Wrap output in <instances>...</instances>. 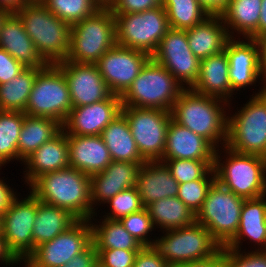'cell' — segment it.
I'll list each match as a JSON object with an SVG mask.
<instances>
[{
  "mask_svg": "<svg viewBox=\"0 0 266 267\" xmlns=\"http://www.w3.org/2000/svg\"><path fill=\"white\" fill-rule=\"evenodd\" d=\"M231 103L184 89L171 109L172 120L206 139L215 149L226 145ZM221 144V146H220Z\"/></svg>",
  "mask_w": 266,
  "mask_h": 267,
  "instance_id": "6da1fadb",
  "label": "cell"
},
{
  "mask_svg": "<svg viewBox=\"0 0 266 267\" xmlns=\"http://www.w3.org/2000/svg\"><path fill=\"white\" fill-rule=\"evenodd\" d=\"M39 201L69 211L78 220H90V176L67 167L36 178L28 188Z\"/></svg>",
  "mask_w": 266,
  "mask_h": 267,
  "instance_id": "7a4b0ae2",
  "label": "cell"
},
{
  "mask_svg": "<svg viewBox=\"0 0 266 267\" xmlns=\"http://www.w3.org/2000/svg\"><path fill=\"white\" fill-rule=\"evenodd\" d=\"M15 13L32 39L38 54L47 64L67 58L71 25L52 14L41 2L25 3Z\"/></svg>",
  "mask_w": 266,
  "mask_h": 267,
  "instance_id": "3957f363",
  "label": "cell"
},
{
  "mask_svg": "<svg viewBox=\"0 0 266 267\" xmlns=\"http://www.w3.org/2000/svg\"><path fill=\"white\" fill-rule=\"evenodd\" d=\"M214 170L216 181L239 197L254 199L266 195L265 157L232 151L225 145L215 150Z\"/></svg>",
  "mask_w": 266,
  "mask_h": 267,
  "instance_id": "277c9868",
  "label": "cell"
},
{
  "mask_svg": "<svg viewBox=\"0 0 266 267\" xmlns=\"http://www.w3.org/2000/svg\"><path fill=\"white\" fill-rule=\"evenodd\" d=\"M262 87L240 110L233 114L229 111L226 146L266 158V86Z\"/></svg>",
  "mask_w": 266,
  "mask_h": 267,
  "instance_id": "5b68a950",
  "label": "cell"
},
{
  "mask_svg": "<svg viewBox=\"0 0 266 267\" xmlns=\"http://www.w3.org/2000/svg\"><path fill=\"white\" fill-rule=\"evenodd\" d=\"M116 45L115 19L110 8H99L92 15L71 25L66 61L96 64Z\"/></svg>",
  "mask_w": 266,
  "mask_h": 267,
  "instance_id": "8992f818",
  "label": "cell"
},
{
  "mask_svg": "<svg viewBox=\"0 0 266 267\" xmlns=\"http://www.w3.org/2000/svg\"><path fill=\"white\" fill-rule=\"evenodd\" d=\"M183 86L152 58L121 96L122 106L171 111Z\"/></svg>",
  "mask_w": 266,
  "mask_h": 267,
  "instance_id": "52a82bcc",
  "label": "cell"
},
{
  "mask_svg": "<svg viewBox=\"0 0 266 267\" xmlns=\"http://www.w3.org/2000/svg\"><path fill=\"white\" fill-rule=\"evenodd\" d=\"M164 235L155 237L152 249L171 266L201 261L216 255L221 245L200 223L166 230Z\"/></svg>",
  "mask_w": 266,
  "mask_h": 267,
  "instance_id": "ba28073f",
  "label": "cell"
},
{
  "mask_svg": "<svg viewBox=\"0 0 266 267\" xmlns=\"http://www.w3.org/2000/svg\"><path fill=\"white\" fill-rule=\"evenodd\" d=\"M72 102L67 79L56 64H47L34 80L24 113L33 117H47L64 124Z\"/></svg>",
  "mask_w": 266,
  "mask_h": 267,
  "instance_id": "9c48e42d",
  "label": "cell"
},
{
  "mask_svg": "<svg viewBox=\"0 0 266 267\" xmlns=\"http://www.w3.org/2000/svg\"><path fill=\"white\" fill-rule=\"evenodd\" d=\"M116 44L152 55L170 29L163 6L140 13H113Z\"/></svg>",
  "mask_w": 266,
  "mask_h": 267,
  "instance_id": "30bf717a",
  "label": "cell"
},
{
  "mask_svg": "<svg viewBox=\"0 0 266 267\" xmlns=\"http://www.w3.org/2000/svg\"><path fill=\"white\" fill-rule=\"evenodd\" d=\"M244 200L215 180L196 214V222L224 247L236 235Z\"/></svg>",
  "mask_w": 266,
  "mask_h": 267,
  "instance_id": "8fae6325",
  "label": "cell"
},
{
  "mask_svg": "<svg viewBox=\"0 0 266 267\" xmlns=\"http://www.w3.org/2000/svg\"><path fill=\"white\" fill-rule=\"evenodd\" d=\"M26 197L16 195L1 216V236L7 251L19 263L33 252L32 230L37 212V197L28 191Z\"/></svg>",
  "mask_w": 266,
  "mask_h": 267,
  "instance_id": "7c38bea8",
  "label": "cell"
},
{
  "mask_svg": "<svg viewBox=\"0 0 266 267\" xmlns=\"http://www.w3.org/2000/svg\"><path fill=\"white\" fill-rule=\"evenodd\" d=\"M132 136L146 161L162 160L171 112L160 109L122 106Z\"/></svg>",
  "mask_w": 266,
  "mask_h": 267,
  "instance_id": "4fadbf2b",
  "label": "cell"
},
{
  "mask_svg": "<svg viewBox=\"0 0 266 267\" xmlns=\"http://www.w3.org/2000/svg\"><path fill=\"white\" fill-rule=\"evenodd\" d=\"M92 244L89 220H78L67 231L37 246L22 263L25 267H63Z\"/></svg>",
  "mask_w": 266,
  "mask_h": 267,
  "instance_id": "5bb4252c",
  "label": "cell"
},
{
  "mask_svg": "<svg viewBox=\"0 0 266 267\" xmlns=\"http://www.w3.org/2000/svg\"><path fill=\"white\" fill-rule=\"evenodd\" d=\"M151 58L164 66L184 89L191 88L198 78L200 60L189 47L186 30L170 28Z\"/></svg>",
  "mask_w": 266,
  "mask_h": 267,
  "instance_id": "9a60e30c",
  "label": "cell"
},
{
  "mask_svg": "<svg viewBox=\"0 0 266 267\" xmlns=\"http://www.w3.org/2000/svg\"><path fill=\"white\" fill-rule=\"evenodd\" d=\"M151 59L148 53L115 45L96 63L112 94L122 96Z\"/></svg>",
  "mask_w": 266,
  "mask_h": 267,
  "instance_id": "2e32d148",
  "label": "cell"
},
{
  "mask_svg": "<svg viewBox=\"0 0 266 267\" xmlns=\"http://www.w3.org/2000/svg\"><path fill=\"white\" fill-rule=\"evenodd\" d=\"M237 39L235 37L230 38L224 48L229 61L231 91L238 94L236 91H241L242 88L245 90L246 87L253 85L256 86L255 83L258 81L259 84L261 81L266 86V79L260 70L259 48L255 39Z\"/></svg>",
  "mask_w": 266,
  "mask_h": 267,
  "instance_id": "e0dca14e",
  "label": "cell"
},
{
  "mask_svg": "<svg viewBox=\"0 0 266 267\" xmlns=\"http://www.w3.org/2000/svg\"><path fill=\"white\" fill-rule=\"evenodd\" d=\"M56 65L67 79L72 108L106 100L112 94L96 64H80L64 60Z\"/></svg>",
  "mask_w": 266,
  "mask_h": 267,
  "instance_id": "ac0fdd59",
  "label": "cell"
},
{
  "mask_svg": "<svg viewBox=\"0 0 266 267\" xmlns=\"http://www.w3.org/2000/svg\"><path fill=\"white\" fill-rule=\"evenodd\" d=\"M121 96L111 94L106 100L73 107L62 125L66 135L98 136L121 114Z\"/></svg>",
  "mask_w": 266,
  "mask_h": 267,
  "instance_id": "d6986e66",
  "label": "cell"
},
{
  "mask_svg": "<svg viewBox=\"0 0 266 267\" xmlns=\"http://www.w3.org/2000/svg\"><path fill=\"white\" fill-rule=\"evenodd\" d=\"M139 163L112 161L102 172L90 176V199L93 215L96 205L105 204L119 192L136 186ZM100 204H99V203Z\"/></svg>",
  "mask_w": 266,
  "mask_h": 267,
  "instance_id": "ffe728a7",
  "label": "cell"
},
{
  "mask_svg": "<svg viewBox=\"0 0 266 267\" xmlns=\"http://www.w3.org/2000/svg\"><path fill=\"white\" fill-rule=\"evenodd\" d=\"M0 47L19 61L24 68L42 69L47 63L38 54L24 25L15 12H10L0 29Z\"/></svg>",
  "mask_w": 266,
  "mask_h": 267,
  "instance_id": "44dd1931",
  "label": "cell"
},
{
  "mask_svg": "<svg viewBox=\"0 0 266 267\" xmlns=\"http://www.w3.org/2000/svg\"><path fill=\"white\" fill-rule=\"evenodd\" d=\"M215 150L202 136L197 135L171 119L167 130L162 160L214 161Z\"/></svg>",
  "mask_w": 266,
  "mask_h": 267,
  "instance_id": "7402d4cb",
  "label": "cell"
},
{
  "mask_svg": "<svg viewBox=\"0 0 266 267\" xmlns=\"http://www.w3.org/2000/svg\"><path fill=\"white\" fill-rule=\"evenodd\" d=\"M66 136L70 167L91 176L102 172L112 162L109 150L100 135Z\"/></svg>",
  "mask_w": 266,
  "mask_h": 267,
  "instance_id": "603a6c76",
  "label": "cell"
},
{
  "mask_svg": "<svg viewBox=\"0 0 266 267\" xmlns=\"http://www.w3.org/2000/svg\"><path fill=\"white\" fill-rule=\"evenodd\" d=\"M24 179L30 185L40 175L69 167V151L66 133L62 130L52 140L43 143L22 163Z\"/></svg>",
  "mask_w": 266,
  "mask_h": 267,
  "instance_id": "cb8c5ba5",
  "label": "cell"
},
{
  "mask_svg": "<svg viewBox=\"0 0 266 267\" xmlns=\"http://www.w3.org/2000/svg\"><path fill=\"white\" fill-rule=\"evenodd\" d=\"M245 238V240H243ZM257 244L253 250H264L266 247V195L245 199L241 209L240 223L236 235L224 246L242 251V243ZM243 240V241H242ZM242 241V242H241Z\"/></svg>",
  "mask_w": 266,
  "mask_h": 267,
  "instance_id": "d4e9b609",
  "label": "cell"
},
{
  "mask_svg": "<svg viewBox=\"0 0 266 267\" xmlns=\"http://www.w3.org/2000/svg\"><path fill=\"white\" fill-rule=\"evenodd\" d=\"M178 187L179 183L160 160L145 161L138 170L136 188L144 207L160 199L177 196Z\"/></svg>",
  "mask_w": 266,
  "mask_h": 267,
  "instance_id": "484cf974",
  "label": "cell"
},
{
  "mask_svg": "<svg viewBox=\"0 0 266 267\" xmlns=\"http://www.w3.org/2000/svg\"><path fill=\"white\" fill-rule=\"evenodd\" d=\"M190 89L199 94L231 102V97L234 98L232 95L236 94L231 91L229 61L225 51L200 60L198 78Z\"/></svg>",
  "mask_w": 266,
  "mask_h": 267,
  "instance_id": "4316f807",
  "label": "cell"
},
{
  "mask_svg": "<svg viewBox=\"0 0 266 267\" xmlns=\"http://www.w3.org/2000/svg\"><path fill=\"white\" fill-rule=\"evenodd\" d=\"M189 47L199 60L220 54L230 39L220 16H209L203 22L186 30Z\"/></svg>",
  "mask_w": 266,
  "mask_h": 267,
  "instance_id": "83f0119b",
  "label": "cell"
},
{
  "mask_svg": "<svg viewBox=\"0 0 266 267\" xmlns=\"http://www.w3.org/2000/svg\"><path fill=\"white\" fill-rule=\"evenodd\" d=\"M112 161L134 162L142 165L141 156L126 117L121 113L100 134Z\"/></svg>",
  "mask_w": 266,
  "mask_h": 267,
  "instance_id": "f1b7e54d",
  "label": "cell"
},
{
  "mask_svg": "<svg viewBox=\"0 0 266 267\" xmlns=\"http://www.w3.org/2000/svg\"><path fill=\"white\" fill-rule=\"evenodd\" d=\"M262 0H231L221 18L230 38L258 37ZM237 33V35H234Z\"/></svg>",
  "mask_w": 266,
  "mask_h": 267,
  "instance_id": "f546056e",
  "label": "cell"
},
{
  "mask_svg": "<svg viewBox=\"0 0 266 267\" xmlns=\"http://www.w3.org/2000/svg\"><path fill=\"white\" fill-rule=\"evenodd\" d=\"M78 219L69 211L41 202L37 198V212L32 230L34 249L67 231Z\"/></svg>",
  "mask_w": 266,
  "mask_h": 267,
  "instance_id": "4dcf8cb0",
  "label": "cell"
},
{
  "mask_svg": "<svg viewBox=\"0 0 266 267\" xmlns=\"http://www.w3.org/2000/svg\"><path fill=\"white\" fill-rule=\"evenodd\" d=\"M62 130V124L54 119L24 113L18 141V162L23 163L43 143L52 140Z\"/></svg>",
  "mask_w": 266,
  "mask_h": 267,
  "instance_id": "1f68e13d",
  "label": "cell"
},
{
  "mask_svg": "<svg viewBox=\"0 0 266 267\" xmlns=\"http://www.w3.org/2000/svg\"><path fill=\"white\" fill-rule=\"evenodd\" d=\"M145 208L155 229L160 228L162 232L192 225L196 221V214L177 196L160 199Z\"/></svg>",
  "mask_w": 266,
  "mask_h": 267,
  "instance_id": "d6a6232c",
  "label": "cell"
},
{
  "mask_svg": "<svg viewBox=\"0 0 266 267\" xmlns=\"http://www.w3.org/2000/svg\"><path fill=\"white\" fill-rule=\"evenodd\" d=\"M97 213L90 219L92 227V243L96 249L141 250L144 246L139 243L123 226L120 220L102 218L95 224ZM94 222V223H93Z\"/></svg>",
  "mask_w": 266,
  "mask_h": 267,
  "instance_id": "836d02e7",
  "label": "cell"
},
{
  "mask_svg": "<svg viewBox=\"0 0 266 267\" xmlns=\"http://www.w3.org/2000/svg\"><path fill=\"white\" fill-rule=\"evenodd\" d=\"M40 70L25 68L11 81L0 85V111H25L34 80Z\"/></svg>",
  "mask_w": 266,
  "mask_h": 267,
  "instance_id": "e575fe53",
  "label": "cell"
},
{
  "mask_svg": "<svg viewBox=\"0 0 266 267\" xmlns=\"http://www.w3.org/2000/svg\"><path fill=\"white\" fill-rule=\"evenodd\" d=\"M24 112L0 111V167L18 161V141Z\"/></svg>",
  "mask_w": 266,
  "mask_h": 267,
  "instance_id": "d590c367",
  "label": "cell"
},
{
  "mask_svg": "<svg viewBox=\"0 0 266 267\" xmlns=\"http://www.w3.org/2000/svg\"><path fill=\"white\" fill-rule=\"evenodd\" d=\"M162 6L171 29L187 30L209 17L197 0H163Z\"/></svg>",
  "mask_w": 266,
  "mask_h": 267,
  "instance_id": "8d00e7d4",
  "label": "cell"
},
{
  "mask_svg": "<svg viewBox=\"0 0 266 267\" xmlns=\"http://www.w3.org/2000/svg\"><path fill=\"white\" fill-rule=\"evenodd\" d=\"M41 3L52 14L70 25L82 21L100 8L94 0H43Z\"/></svg>",
  "mask_w": 266,
  "mask_h": 267,
  "instance_id": "74e56055",
  "label": "cell"
},
{
  "mask_svg": "<svg viewBox=\"0 0 266 267\" xmlns=\"http://www.w3.org/2000/svg\"><path fill=\"white\" fill-rule=\"evenodd\" d=\"M216 180L214 168L202 179L179 184L177 197L195 214L201 209L207 192Z\"/></svg>",
  "mask_w": 266,
  "mask_h": 267,
  "instance_id": "f35d334b",
  "label": "cell"
},
{
  "mask_svg": "<svg viewBox=\"0 0 266 267\" xmlns=\"http://www.w3.org/2000/svg\"><path fill=\"white\" fill-rule=\"evenodd\" d=\"M161 161L166 164L171 175L179 184L202 179L212 168H214V161L184 159Z\"/></svg>",
  "mask_w": 266,
  "mask_h": 267,
  "instance_id": "ab89813d",
  "label": "cell"
},
{
  "mask_svg": "<svg viewBox=\"0 0 266 267\" xmlns=\"http://www.w3.org/2000/svg\"><path fill=\"white\" fill-rule=\"evenodd\" d=\"M110 205V212L103 218L120 220L131 213L141 211L144 207L136 186L125 189L106 202ZM105 216V217H104Z\"/></svg>",
  "mask_w": 266,
  "mask_h": 267,
  "instance_id": "60d3db41",
  "label": "cell"
},
{
  "mask_svg": "<svg viewBox=\"0 0 266 267\" xmlns=\"http://www.w3.org/2000/svg\"><path fill=\"white\" fill-rule=\"evenodd\" d=\"M120 222L143 246L152 245L153 239H150L149 233L154 231L155 226L146 208L122 217Z\"/></svg>",
  "mask_w": 266,
  "mask_h": 267,
  "instance_id": "b9f144b4",
  "label": "cell"
},
{
  "mask_svg": "<svg viewBox=\"0 0 266 267\" xmlns=\"http://www.w3.org/2000/svg\"><path fill=\"white\" fill-rule=\"evenodd\" d=\"M225 267H266V252L264 250H233L221 248Z\"/></svg>",
  "mask_w": 266,
  "mask_h": 267,
  "instance_id": "7bdbcfd3",
  "label": "cell"
},
{
  "mask_svg": "<svg viewBox=\"0 0 266 267\" xmlns=\"http://www.w3.org/2000/svg\"><path fill=\"white\" fill-rule=\"evenodd\" d=\"M98 267H133L140 250L96 249Z\"/></svg>",
  "mask_w": 266,
  "mask_h": 267,
  "instance_id": "ee69618b",
  "label": "cell"
},
{
  "mask_svg": "<svg viewBox=\"0 0 266 267\" xmlns=\"http://www.w3.org/2000/svg\"><path fill=\"white\" fill-rule=\"evenodd\" d=\"M163 0H116L110 10L112 13H140L158 6Z\"/></svg>",
  "mask_w": 266,
  "mask_h": 267,
  "instance_id": "f6af8a7d",
  "label": "cell"
},
{
  "mask_svg": "<svg viewBox=\"0 0 266 267\" xmlns=\"http://www.w3.org/2000/svg\"><path fill=\"white\" fill-rule=\"evenodd\" d=\"M24 66L0 47V85L19 75Z\"/></svg>",
  "mask_w": 266,
  "mask_h": 267,
  "instance_id": "bcb514c9",
  "label": "cell"
},
{
  "mask_svg": "<svg viewBox=\"0 0 266 267\" xmlns=\"http://www.w3.org/2000/svg\"><path fill=\"white\" fill-rule=\"evenodd\" d=\"M133 267H171L151 246H144L136 255Z\"/></svg>",
  "mask_w": 266,
  "mask_h": 267,
  "instance_id": "7dc6e473",
  "label": "cell"
},
{
  "mask_svg": "<svg viewBox=\"0 0 266 267\" xmlns=\"http://www.w3.org/2000/svg\"><path fill=\"white\" fill-rule=\"evenodd\" d=\"M63 267H98L95 245L92 243L86 250L76 255Z\"/></svg>",
  "mask_w": 266,
  "mask_h": 267,
  "instance_id": "c3c4849f",
  "label": "cell"
},
{
  "mask_svg": "<svg viewBox=\"0 0 266 267\" xmlns=\"http://www.w3.org/2000/svg\"><path fill=\"white\" fill-rule=\"evenodd\" d=\"M209 16H222L231 0H197Z\"/></svg>",
  "mask_w": 266,
  "mask_h": 267,
  "instance_id": "681fc988",
  "label": "cell"
},
{
  "mask_svg": "<svg viewBox=\"0 0 266 267\" xmlns=\"http://www.w3.org/2000/svg\"><path fill=\"white\" fill-rule=\"evenodd\" d=\"M2 167H0V170ZM5 182V179L2 180L0 178V216L6 211L8 206L10 205L12 199L17 195L15 190L10 187V185Z\"/></svg>",
  "mask_w": 266,
  "mask_h": 267,
  "instance_id": "f907efd6",
  "label": "cell"
},
{
  "mask_svg": "<svg viewBox=\"0 0 266 267\" xmlns=\"http://www.w3.org/2000/svg\"><path fill=\"white\" fill-rule=\"evenodd\" d=\"M175 267H225L222 249L211 258L184 263Z\"/></svg>",
  "mask_w": 266,
  "mask_h": 267,
  "instance_id": "816d5d0a",
  "label": "cell"
},
{
  "mask_svg": "<svg viewBox=\"0 0 266 267\" xmlns=\"http://www.w3.org/2000/svg\"><path fill=\"white\" fill-rule=\"evenodd\" d=\"M255 41L259 48V65L263 77L266 79V31L262 32Z\"/></svg>",
  "mask_w": 266,
  "mask_h": 267,
  "instance_id": "f5cc1de1",
  "label": "cell"
},
{
  "mask_svg": "<svg viewBox=\"0 0 266 267\" xmlns=\"http://www.w3.org/2000/svg\"><path fill=\"white\" fill-rule=\"evenodd\" d=\"M0 264L7 266L19 265V263L12 257V255L7 251L4 239L0 234Z\"/></svg>",
  "mask_w": 266,
  "mask_h": 267,
  "instance_id": "db71d44e",
  "label": "cell"
},
{
  "mask_svg": "<svg viewBox=\"0 0 266 267\" xmlns=\"http://www.w3.org/2000/svg\"><path fill=\"white\" fill-rule=\"evenodd\" d=\"M25 3V0H0V7H3L10 12H15Z\"/></svg>",
  "mask_w": 266,
  "mask_h": 267,
  "instance_id": "11a10c76",
  "label": "cell"
},
{
  "mask_svg": "<svg viewBox=\"0 0 266 267\" xmlns=\"http://www.w3.org/2000/svg\"><path fill=\"white\" fill-rule=\"evenodd\" d=\"M266 31V0H262L260 20L258 25V36Z\"/></svg>",
  "mask_w": 266,
  "mask_h": 267,
  "instance_id": "9f6ffc18",
  "label": "cell"
},
{
  "mask_svg": "<svg viewBox=\"0 0 266 267\" xmlns=\"http://www.w3.org/2000/svg\"><path fill=\"white\" fill-rule=\"evenodd\" d=\"M100 8H110L116 0H94Z\"/></svg>",
  "mask_w": 266,
  "mask_h": 267,
  "instance_id": "6f0895ef",
  "label": "cell"
},
{
  "mask_svg": "<svg viewBox=\"0 0 266 267\" xmlns=\"http://www.w3.org/2000/svg\"><path fill=\"white\" fill-rule=\"evenodd\" d=\"M10 13L9 10H6L3 7H0V29H1V25L2 22L5 20L6 16Z\"/></svg>",
  "mask_w": 266,
  "mask_h": 267,
  "instance_id": "680465c9",
  "label": "cell"
},
{
  "mask_svg": "<svg viewBox=\"0 0 266 267\" xmlns=\"http://www.w3.org/2000/svg\"><path fill=\"white\" fill-rule=\"evenodd\" d=\"M43 0H25L26 3L42 2Z\"/></svg>",
  "mask_w": 266,
  "mask_h": 267,
  "instance_id": "91938a15",
  "label": "cell"
},
{
  "mask_svg": "<svg viewBox=\"0 0 266 267\" xmlns=\"http://www.w3.org/2000/svg\"><path fill=\"white\" fill-rule=\"evenodd\" d=\"M0 234H1V216H0Z\"/></svg>",
  "mask_w": 266,
  "mask_h": 267,
  "instance_id": "94428289",
  "label": "cell"
}]
</instances>
